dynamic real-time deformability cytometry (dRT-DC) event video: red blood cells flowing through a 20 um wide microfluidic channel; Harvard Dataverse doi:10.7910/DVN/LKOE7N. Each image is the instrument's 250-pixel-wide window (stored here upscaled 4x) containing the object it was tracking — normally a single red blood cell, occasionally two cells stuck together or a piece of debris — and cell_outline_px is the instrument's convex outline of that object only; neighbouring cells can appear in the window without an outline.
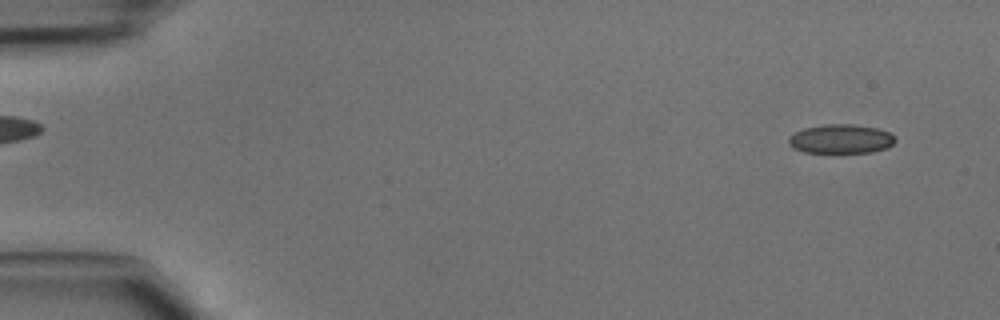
{"species": "common noctule bat (a hibernating species)", "species_latin": "Nyctalus noctula", "temperature_condition": "cold", "stored_images_in_passage": 45, "camera_frame_rate_fps": 3000, "um_per_image_px": 0.085, "animal": {"sex": "male", "body_mass_g": 15.6}, "frame": {"image": 1, "passage_image": 3, "time_ms": 0.667, "image_size_px": [1000, 320], "cell_outline_px": [[896, 140], [888, 148], [872, 152], [804, 152], [792, 148], [788, 144], [788, 136], [804, 128], [824, 124], [852, 124], [880, 128], [888, 132]], "centroid_in_image_um": [71.46, 11.8], "position_along_channel_um": 13.5, "area_um2": 18.15}}
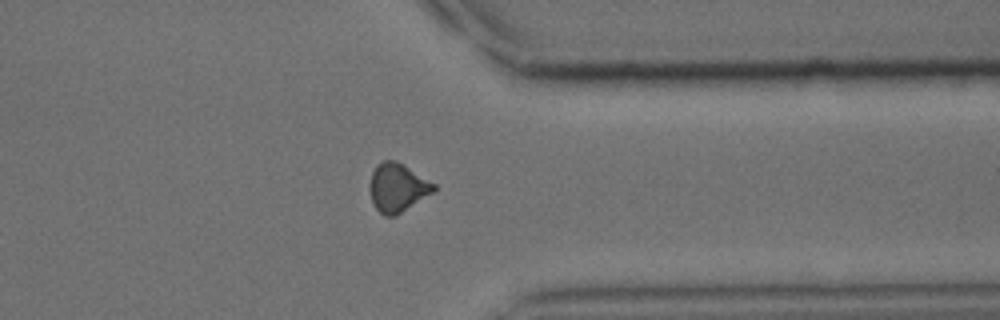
{"frame": {"image": 2, "passage_image": 36, "time_ms": 11.667, "image_size_px": [1000, 320], "cell_outline_px": [[436, 188], [432, 192], [400, 212], [392, 216], [384, 216], [376, 208], [372, 200], [368, 188], [368, 184], [372, 172], [376, 164], [384, 160], [396, 160], [404, 164], [436, 184]], "centroid_in_image_um": [33.74, 15.9], "position_along_channel_um": 377.7, "area_um2": 17.98}}
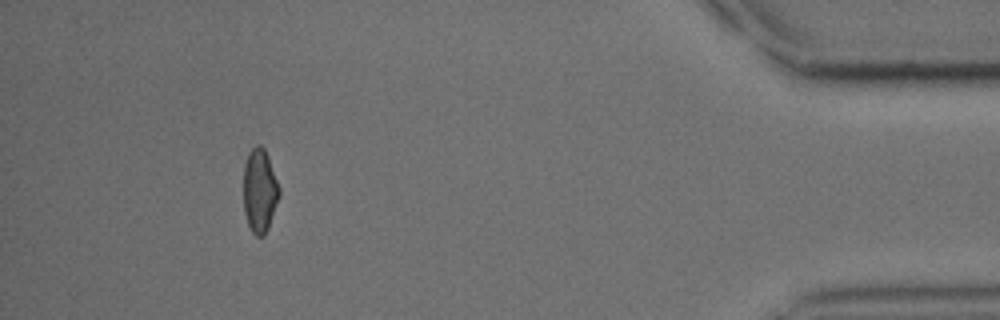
{"frame": {"image": 3, "passage_image": 42, "time_ms": 13.667, "image_size_px": [1000, 320], "cell_outline_px": [[280, 196], [268, 228], [264, 236], [256, 236], [252, 232], [248, 224], [244, 212], [244, 164], [248, 152], [256, 144], [260, 144], [264, 148], [268, 156], [280, 188]], "centroid_in_image_um": [22.08, 16.19], "position_along_channel_um": 413.1, "area_um2": 17.57}}